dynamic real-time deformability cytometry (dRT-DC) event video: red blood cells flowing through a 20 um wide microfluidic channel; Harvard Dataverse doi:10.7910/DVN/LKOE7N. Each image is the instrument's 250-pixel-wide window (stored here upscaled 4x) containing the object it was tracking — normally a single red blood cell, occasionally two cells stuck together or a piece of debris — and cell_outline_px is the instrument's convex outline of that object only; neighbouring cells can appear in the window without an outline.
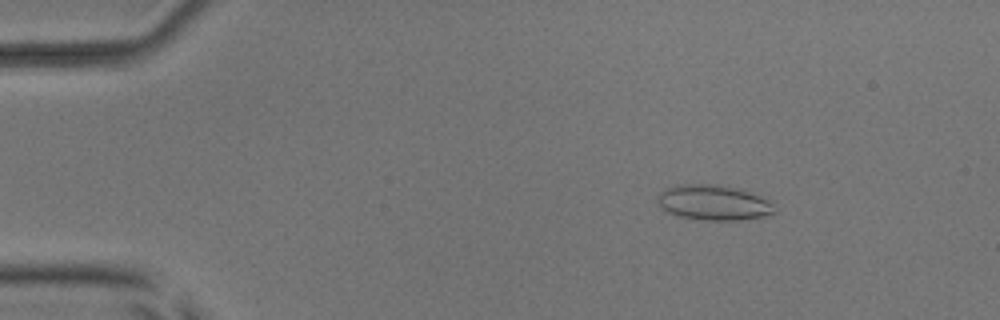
{"species": "common noctule bat (a hibernating species)", "species_latin": "Nyctalus noctula", "temperature_condition": "room temperature", "stored_images_in_passage": 52, "camera_frame_rate_fps": 3000, "um_per_image_px": 0.085, "animal": {"sex": "male", "body_mass_g": 17.9, "forearm_length_mm": 54.2}, "frame": {"image": 1, "passage_image": 7, "time_ms": 2.0, "image_size_px": [1000, 320], "cell_outline_px": [[776, 212], [772, 216], [740, 220], [708, 220], [680, 216], [668, 212], [656, 200], [656, 196], [664, 188], [676, 184], [716, 184], [740, 188], [760, 196], [768, 200]], "centroid_in_image_um": [60.67, 17.21], "position_along_channel_um": 24.3, "area_um2": 24.22}}
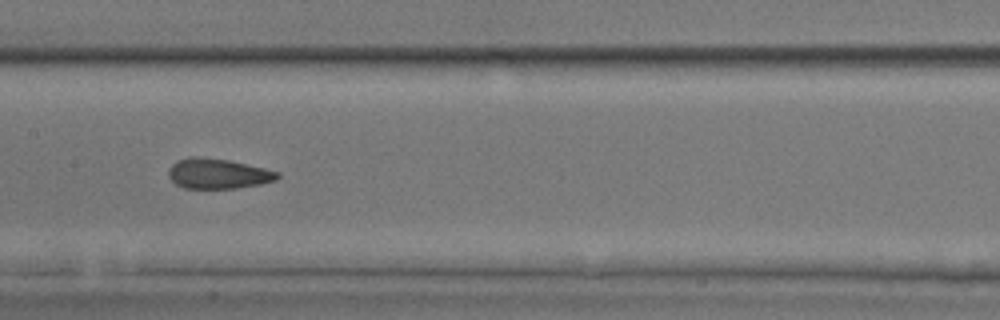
{"frame": {"image": 2, "passage_image": 26, "time_ms": 8.333, "image_size_px": [1000, 320], "cell_outline_px": [[280, 176], [276, 180], [260, 184], [236, 188], [184, 188], [176, 184], [168, 176], [168, 168], [176, 160], [188, 156], [196, 156], [228, 160], [264, 168], [280, 172]], "centroid_in_image_um": [18.5, 14.75], "position_along_channel_um": 188.9, "area_um2": 19.19}}
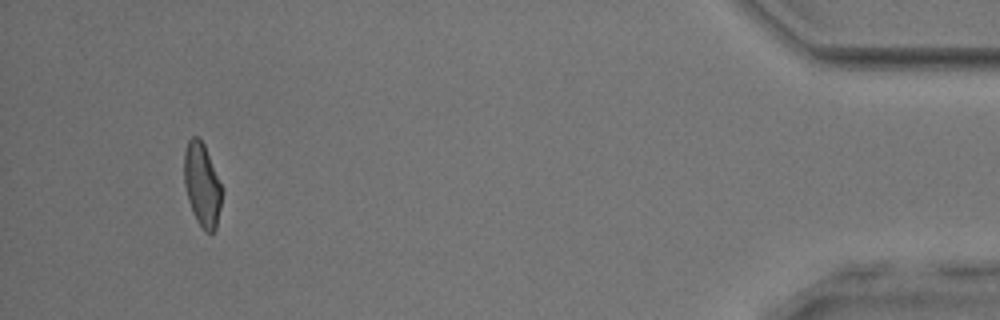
{"frame": {"image": 3, "passage_image": 49, "time_ms": 16.0, "image_size_px": [1000, 320], "cell_outline_px": [[224, 192], [216, 228], [212, 232], [204, 232], [196, 220], [192, 212], [188, 200], [184, 184], [184, 152], [188, 140], [192, 136], [200, 136], [204, 144]], "centroid_in_image_um": [17.18, 15.71], "position_along_channel_um": 418.0, "area_um2": 18.61}, "authors_computed_cell_mechanics": {"area_um2": 19.2763, "velocity_mm_per_s": 3.8967, "shape_relaxation_time_tau1_ms": 9.8963, "shape_relaxation_time_tau2_ms": 1.5977, "deformation_change_tau1": 0.1813, "deformation_change_tau2": 0.0827}}